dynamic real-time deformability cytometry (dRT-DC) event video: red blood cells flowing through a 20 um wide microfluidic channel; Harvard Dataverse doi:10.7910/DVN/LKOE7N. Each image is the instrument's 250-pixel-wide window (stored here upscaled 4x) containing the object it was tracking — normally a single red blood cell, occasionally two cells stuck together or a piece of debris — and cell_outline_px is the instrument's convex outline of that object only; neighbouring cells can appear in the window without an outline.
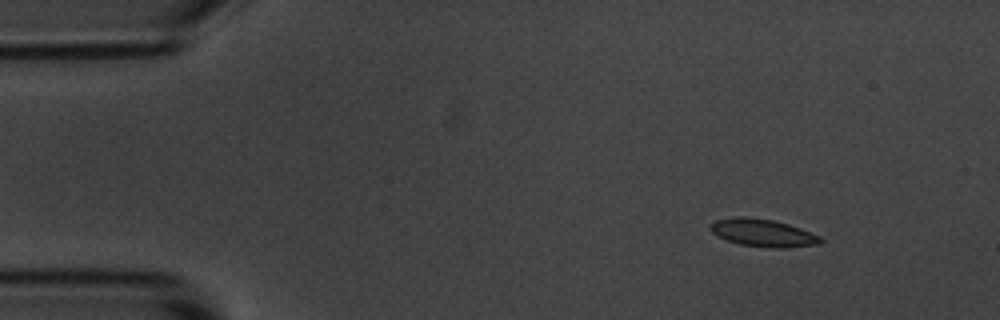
{"species": "common noctule bat (a hibernating species)", "species_latin": "Nyctalus noctula", "temperature_condition": "room temperature", "stored_images_in_passage": 5, "camera_frame_rate_fps": 3000, "um_per_image_px": 0.085, "animal": {"sex": "male", "body_mass_g": 20.1, "forearm_length_mm": 53.5}, "frame": {"image": 1, "passage_image": 1, "time_ms": 0.0, "image_size_px": [1000, 320], "cell_outline_px": [[824, 240], [820, 244], [784, 248], [772, 248], [740, 244], [716, 236], [708, 228], [708, 224], [716, 220], [732, 216], [744, 216], [772, 220], [788, 224], [800, 228], [820, 236]], "centroid_in_image_um": [64.81, 19.78], "position_along_channel_um": 20.2, "area_um2": 17.86}}
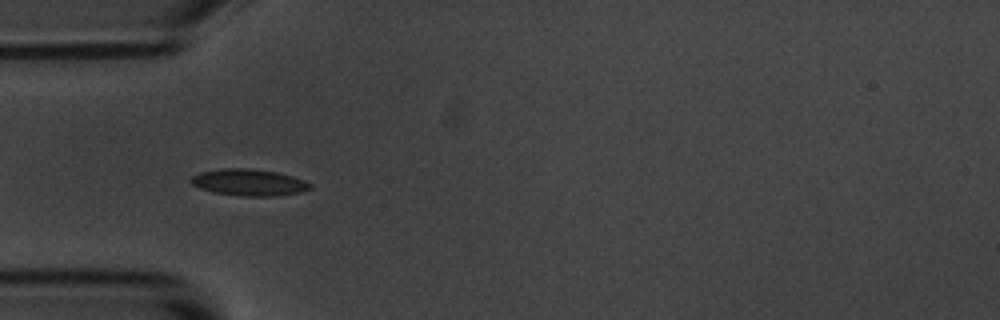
{"frame": {"image": 2, "passage_image": 4, "time_ms": 3.333, "image_size_px": [1000, 320], "cell_outline_px": [[312, 188], [300, 192], [276, 196], [240, 196], [212, 192], [200, 188], [192, 184], [188, 180], [192, 176], [200, 172], [220, 168], [252, 168], [276, 172], [292, 176], [304, 180], [312, 184]], "centroid_in_image_um": [21.14, 15.5], "position_along_channel_um": 63.9, "area_um2": 18.67}}